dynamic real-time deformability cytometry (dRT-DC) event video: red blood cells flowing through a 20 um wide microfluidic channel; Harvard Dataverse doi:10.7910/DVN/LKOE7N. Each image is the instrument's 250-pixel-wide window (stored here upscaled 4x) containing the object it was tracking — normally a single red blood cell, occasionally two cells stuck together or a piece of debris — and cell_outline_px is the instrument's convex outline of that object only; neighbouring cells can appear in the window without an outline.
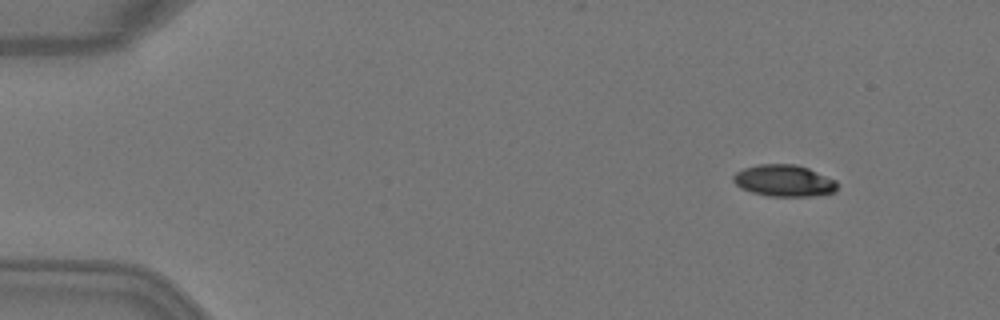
{"species": "Egyptian fruit bat (a non-hibernating species)", "species_latin": "Rousettus aegyptiacus", "temperature_condition": "warm", "stored_images_in_passage": 6, "camera_frame_rate_fps": 3000, "um_per_image_px": 0.085, "animal": {"sex": "female"}, "frame": {"image": 1, "passage_image": 2, "time_ms": 0.333, "image_size_px": [1000, 320], "cell_outline_px": [[836, 192], [816, 196], [768, 196], [752, 192], [740, 188], [732, 180], [732, 176], [736, 172], [744, 168], [760, 164], [796, 164], [808, 168], [836, 180]], "centroid_in_image_um": [66.63, 15.36], "position_along_channel_um": 18.4, "area_um2": 19.25}}
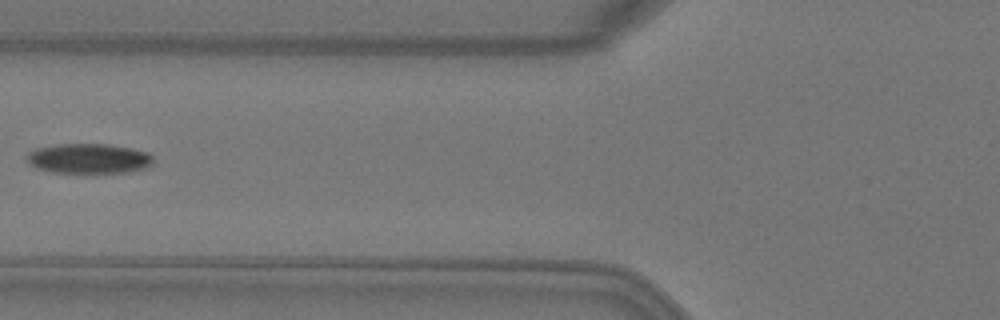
{"frame": {"image": 2, "passage_image": 6, "time_ms": 1.667, "image_size_px": [1000, 320], "cell_outline_px": [[152, 164], [148, 168], [128, 172], [52, 172], [36, 168], [24, 156], [28, 152], [36, 148], [56, 144], [108, 144], [132, 148], [148, 152], [152, 156]], "centroid_in_image_um": [7.55, 13.46], "position_along_channel_um": 118.2, "area_um2": 22.08}}